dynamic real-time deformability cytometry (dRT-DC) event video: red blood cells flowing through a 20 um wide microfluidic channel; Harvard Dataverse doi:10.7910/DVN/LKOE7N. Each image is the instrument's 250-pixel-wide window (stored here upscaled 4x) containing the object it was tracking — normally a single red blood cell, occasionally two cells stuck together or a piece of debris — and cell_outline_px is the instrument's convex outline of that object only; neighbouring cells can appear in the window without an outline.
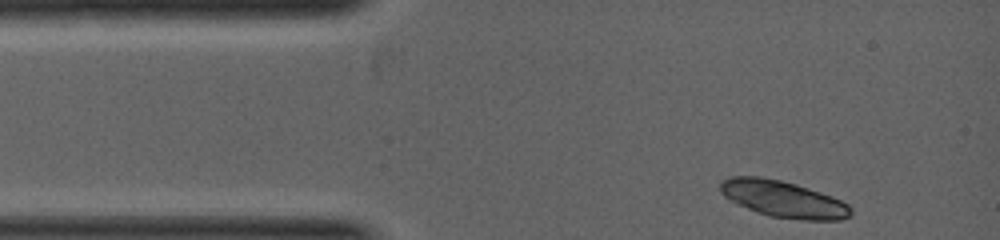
{"species": "common noctule bat (a hibernating species)", "species_latin": "Nyctalus noctula", "temperature_condition": "warm", "stored_images_in_passage": 4, "camera_frame_rate_fps": 5000, "um_per_image_px": 0.085, "animal": {"sex": "female", "body_mass_g": 19.0, "forearm_length_mm": 53.3}, "frame": {"image": 1, "passage_image": 1, "time_ms": 0.0, "image_size_px": [1000, 240], "cell_outline_px": [[852, 216], [840, 220], [804, 220], [772, 216], [756, 212], [736, 204], [728, 200], [720, 192], [720, 184], [728, 176], [760, 176], [780, 180], [796, 184], [832, 196], [848, 204], [852, 208]], "centroid_in_image_um": [66.56, 16.92], "position_along_channel_um": 18.4, "area_um2": 27.98}}